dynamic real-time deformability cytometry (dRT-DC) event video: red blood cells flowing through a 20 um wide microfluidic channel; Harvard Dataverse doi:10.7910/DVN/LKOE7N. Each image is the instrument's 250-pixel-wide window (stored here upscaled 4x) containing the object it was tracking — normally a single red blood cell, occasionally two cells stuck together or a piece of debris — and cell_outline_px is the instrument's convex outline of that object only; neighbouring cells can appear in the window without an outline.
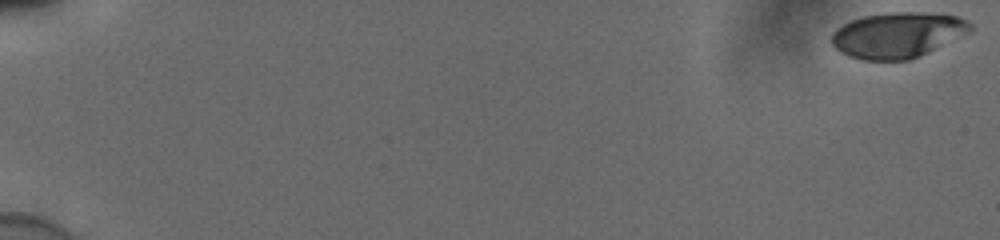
{"species": "human", "species_latin": "Homo sapiens", "temperature_condition": "cold", "stored_images_in_passage": 56, "camera_frame_rate_fps": 3000, "um_per_image_px": 0.085, "donor": {"sex": "male"}, "frame": {"image": 1, "passage_image": 1, "time_ms": 0.0, "image_size_px": [1000, 240], "cell_outline_px": [[972, 32], [920, 56], [908, 60], [864, 60], [848, 56], [840, 52], [832, 44], [832, 32], [836, 28], [852, 20], [864, 16], [892, 12], [920, 12], [956, 16], [968, 20], [972, 24]], "centroid_in_image_um": [76.33, 2.98], "position_along_channel_um": 8.7, "area_um2": 36.93}}
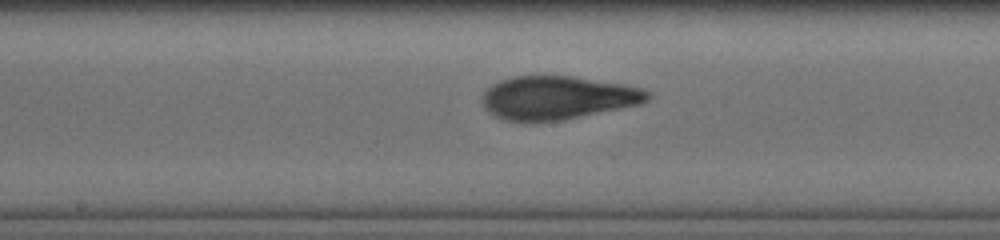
{"frame": {"image": 2, "passage_image": 32, "time_ms": 10.333, "image_size_px": [1000, 240], "cell_outline_px": [[652, 96], [648, 100], [640, 104], [564, 120], [532, 124], [508, 120], [496, 116], [484, 108], [484, 92], [492, 84], [500, 80], [512, 76], [572, 76], [624, 84], [644, 88], [652, 92]], "centroid_in_image_um": [47.43, 8.32], "position_along_channel_um": 200.8, "area_um2": 42.31}}
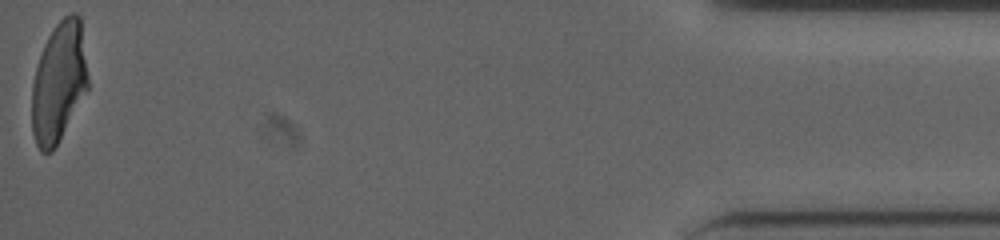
{"frame": {"image": 3, "passage_image": 56, "time_ms": 18.333, "image_size_px": [1000, 240], "cell_outline_px": [[88, 88], [52, 152], [40, 152], [36, 144], [32, 132], [32, 84], [36, 68], [44, 44], [48, 36], [56, 24], [64, 16], [72, 12], [76, 12], [80, 16], [88, 80]], "centroid_in_image_um": [4.98, 6.97], "position_along_channel_um": 430.2, "area_um2": 38.84}, "authors_computed_cell_mechanics": {"area_um2": 40.46, "velocity_mm_per_s": 3.8553, "shape_relaxation_time_tau1_ms": 7.8462, "shape_relaxation_time_tau2_ms": 1.3591, "deformation_change_tau1": 0.2266, "deformation_change_tau2": 0.0815}}